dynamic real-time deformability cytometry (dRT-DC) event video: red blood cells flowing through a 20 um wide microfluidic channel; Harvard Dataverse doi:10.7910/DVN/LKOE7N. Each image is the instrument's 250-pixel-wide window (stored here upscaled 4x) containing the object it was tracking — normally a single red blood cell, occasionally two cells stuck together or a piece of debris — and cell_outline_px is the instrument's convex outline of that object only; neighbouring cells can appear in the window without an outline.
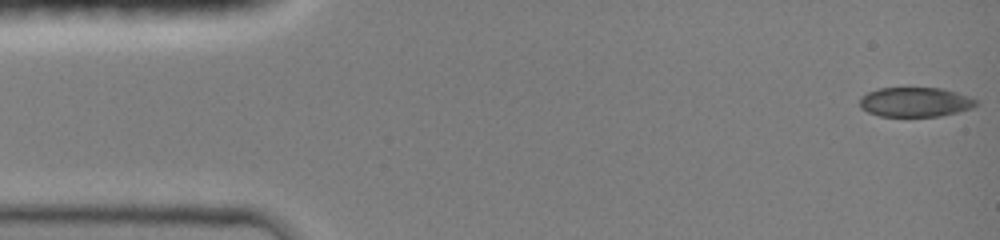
{"species": "common noctule bat (a hibernating species)", "species_latin": "Nyctalus noctula", "temperature_condition": "room temperature", "stored_images_in_passage": 5, "camera_frame_rate_fps": 3000, "um_per_image_px": 0.085, "animal": {"sex": "female", "body_mass_g": 19.0, "forearm_length_mm": 51.5}, "frame": {"image": 1, "passage_image": 1, "time_ms": 0.0, "image_size_px": [1000, 240], "cell_outline_px": [[976, 104], [972, 108], [940, 116], [880, 116], [868, 112], [860, 108], [860, 96], [868, 92], [880, 88], [940, 88], [956, 92], [968, 96], [976, 100]], "centroid_in_image_um": [77.75, 8.67], "position_along_channel_um": 7.2, "area_um2": 19.88}}
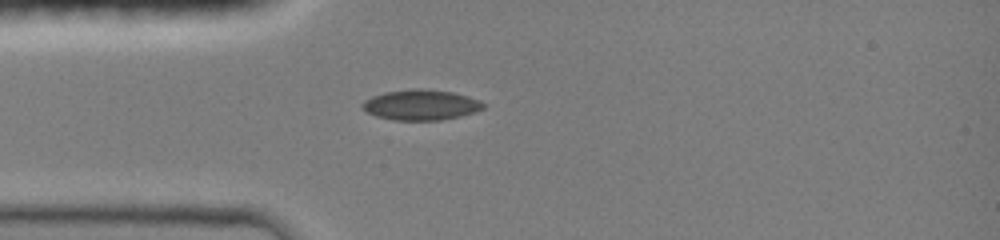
{"frame": {"image": 2, "passage_image": 5, "time_ms": 3.667, "image_size_px": [1000, 240], "cell_outline_px": [[484, 108], [476, 112], [460, 116], [440, 120], [392, 120], [376, 116], [368, 112], [360, 104], [364, 100], [372, 96], [384, 92], [416, 88], [420, 88], [452, 92], [468, 96], [480, 100], [484, 104]], "centroid_in_image_um": [35.78, 8.91], "position_along_channel_um": 49.2, "area_um2": 21.44}}